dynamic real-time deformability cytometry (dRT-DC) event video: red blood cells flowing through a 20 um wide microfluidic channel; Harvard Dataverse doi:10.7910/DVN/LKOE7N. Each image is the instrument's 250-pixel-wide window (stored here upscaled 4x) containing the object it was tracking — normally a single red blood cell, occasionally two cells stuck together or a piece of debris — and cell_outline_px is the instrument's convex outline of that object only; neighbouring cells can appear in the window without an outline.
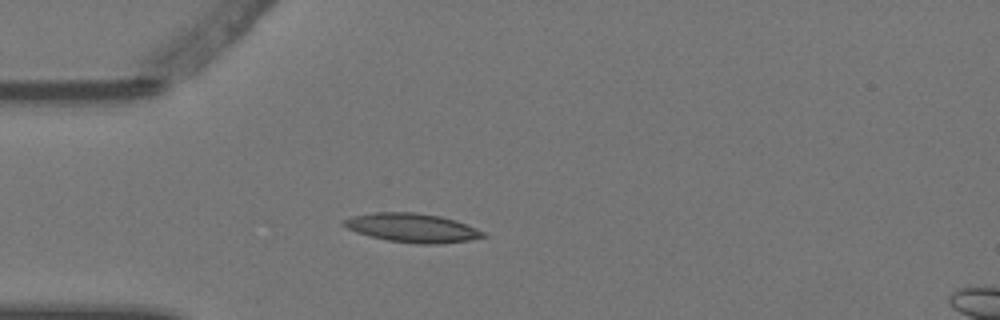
{"species": "Egyptian fruit bat (a non-hibernating species)", "species_latin": "Rousettus aegyptiacus", "temperature_condition": "warm", "stored_images_in_passage": 4, "camera_frame_rate_fps": 3000, "um_per_image_px": 0.085, "animal": {"sex": "female"}, "frame": {"image": 1, "passage_image": 4, "time_ms": 1.0, "image_size_px": [1000, 320], "cell_outline_px": [[488, 236], [468, 240], [440, 244], [416, 244], [388, 240], [356, 232], [340, 224], [340, 220], [352, 216], [376, 212], [412, 212], [440, 216], [456, 220], [476, 228], [484, 232]], "centroid_in_image_um": [35.03, 19.36], "position_along_channel_um": 50.0, "area_um2": 23.47}}